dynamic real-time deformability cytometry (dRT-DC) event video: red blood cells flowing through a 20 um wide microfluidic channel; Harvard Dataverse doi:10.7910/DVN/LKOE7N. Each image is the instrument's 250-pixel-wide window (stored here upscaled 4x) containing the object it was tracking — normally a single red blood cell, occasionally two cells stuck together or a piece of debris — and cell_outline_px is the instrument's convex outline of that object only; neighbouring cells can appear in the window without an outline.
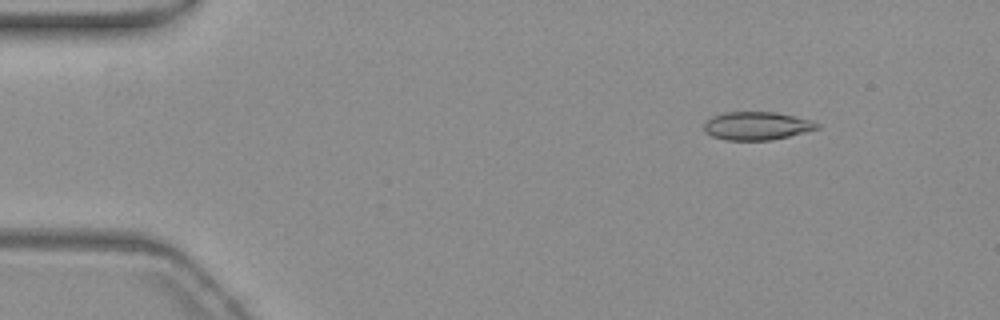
{"species": "common noctule bat (a hibernating species)", "species_latin": "Nyctalus noctula", "temperature_condition": "warm", "stored_images_in_passage": 14, "camera_frame_rate_fps": 3000, "um_per_image_px": 0.085, "animal": {"sex": "female", "body_mass_g": 19.3, "forearm_length_mm": 54.1}, "frame": {"image": 1, "passage_image": 7, "time_ms": 2.0, "image_size_px": [1000, 320], "cell_outline_px": [[820, 128], [772, 140], [724, 140], [712, 136], [704, 132], [704, 124], [712, 116], [724, 112], [776, 112], [808, 120], [820, 124]], "centroid_in_image_um": [64.28, 10.7], "position_along_channel_um": 20.7, "area_um2": 18.44}}